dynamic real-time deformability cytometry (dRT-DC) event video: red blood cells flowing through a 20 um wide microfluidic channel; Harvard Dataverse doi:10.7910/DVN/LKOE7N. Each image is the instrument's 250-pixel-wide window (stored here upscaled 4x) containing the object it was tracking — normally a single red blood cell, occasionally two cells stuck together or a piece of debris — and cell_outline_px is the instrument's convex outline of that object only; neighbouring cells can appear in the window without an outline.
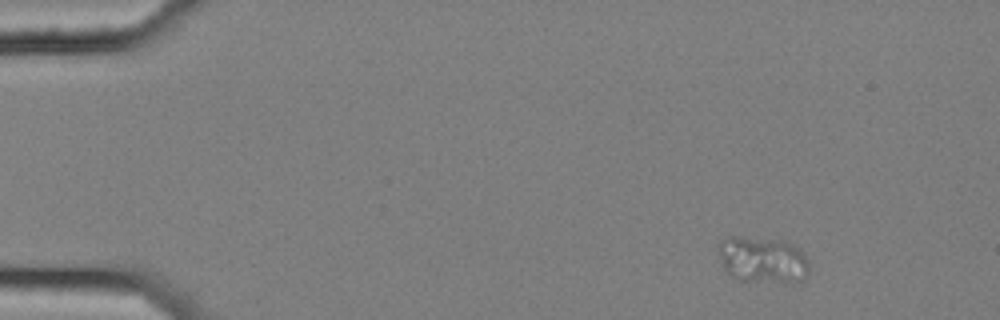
{"species": "common noctule bat (a hibernating species)", "species_latin": "Nyctalus noctula", "temperature_condition": "cold", "stored_images_in_passage": 5, "camera_frame_rate_fps": 3000, "um_per_image_px": 0.085, "animal": {"sex": "female", "body_mass_g": 25.1}, "frame": {"image": 1, "passage_image": 1, "time_ms": 0.0, "image_size_px": [1000, 320], "cell_outline_px": [[808, 276], [804, 280], [792, 284], [784, 284], [740, 280], [732, 276], [724, 268], [716, 244], [720, 240], [732, 236], [736, 236], [784, 240], [800, 248], [804, 252], [808, 260]], "centroid_in_image_um": [64.88, 22.1], "position_along_channel_um": 20.1, "area_um2": 25.32}}